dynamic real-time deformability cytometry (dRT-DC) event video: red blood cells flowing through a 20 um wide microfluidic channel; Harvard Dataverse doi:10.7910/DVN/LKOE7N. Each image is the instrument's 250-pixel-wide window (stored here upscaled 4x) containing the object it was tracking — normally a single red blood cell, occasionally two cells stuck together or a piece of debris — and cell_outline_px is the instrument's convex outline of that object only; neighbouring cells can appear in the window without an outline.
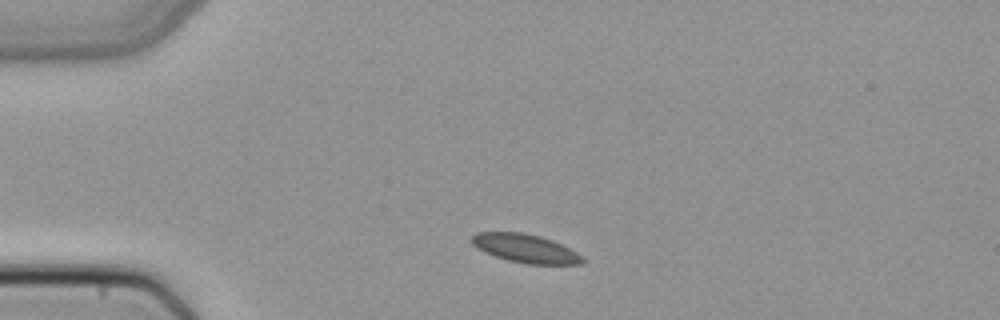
{"species": "common noctule bat (a hibernating species)", "species_latin": "Nyctalus noctula", "temperature_condition": "cold", "stored_images_in_passage": 40, "camera_frame_rate_fps": 3000, "um_per_image_px": 0.085, "animal": {"sex": "female", "body_mass_g": 22.7, "forearm_length_mm": 54.2}, "frame": {"image": 1, "passage_image": 1, "time_ms": 0.0, "image_size_px": [1000, 320], "cell_outline_px": [[584, 264], [524, 264], [508, 260], [484, 252], [476, 248], [472, 244], [472, 236], [476, 232], [524, 232], [540, 236], [552, 240], [584, 256]], "centroid_in_image_um": [44.66, 21.12], "position_along_channel_um": 40.3, "area_um2": 18.44}}
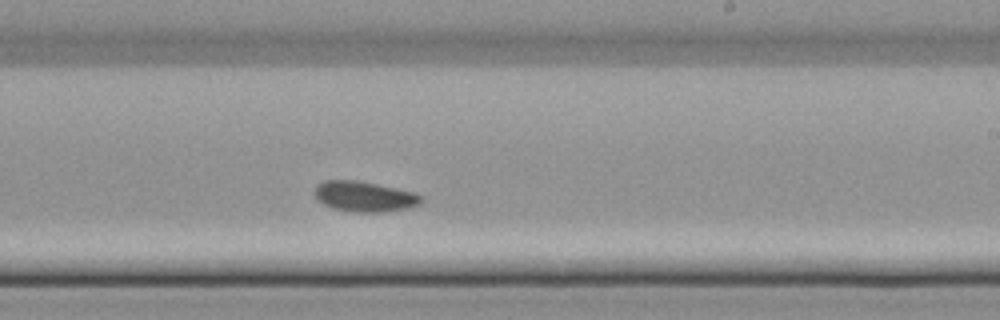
{"frame": {"image": 2, "passage_image": 20, "time_ms": 6.333, "image_size_px": [1000, 320], "cell_outline_px": [[424, 200], [420, 204], [408, 208], [384, 212], [352, 212], [332, 208], [316, 200], [312, 192], [312, 188], [316, 184], [324, 180], [360, 180], [416, 192], [424, 196]], "centroid_in_image_um": [30.96, 16.69], "position_along_channel_um": 258.0, "area_um2": 19.54}}
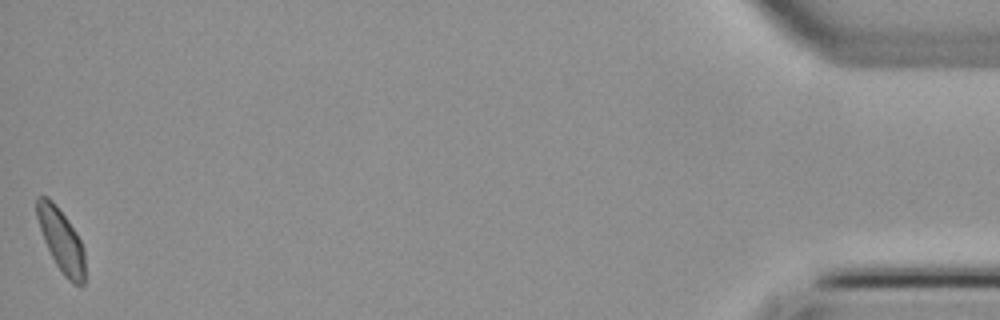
{"frame": {"image": 3, "passage_image": 40, "time_ms": 13.0, "image_size_px": [1000, 320], "cell_outline_px": [[84, 284], [72, 284], [64, 276], [56, 264], [44, 240], [36, 216], [36, 196], [48, 196], [56, 204], [68, 220], [76, 232], [84, 248]], "centroid_in_image_um": [5.19, 20.39], "position_along_channel_um": 430.0, "area_um2": 17.57}}